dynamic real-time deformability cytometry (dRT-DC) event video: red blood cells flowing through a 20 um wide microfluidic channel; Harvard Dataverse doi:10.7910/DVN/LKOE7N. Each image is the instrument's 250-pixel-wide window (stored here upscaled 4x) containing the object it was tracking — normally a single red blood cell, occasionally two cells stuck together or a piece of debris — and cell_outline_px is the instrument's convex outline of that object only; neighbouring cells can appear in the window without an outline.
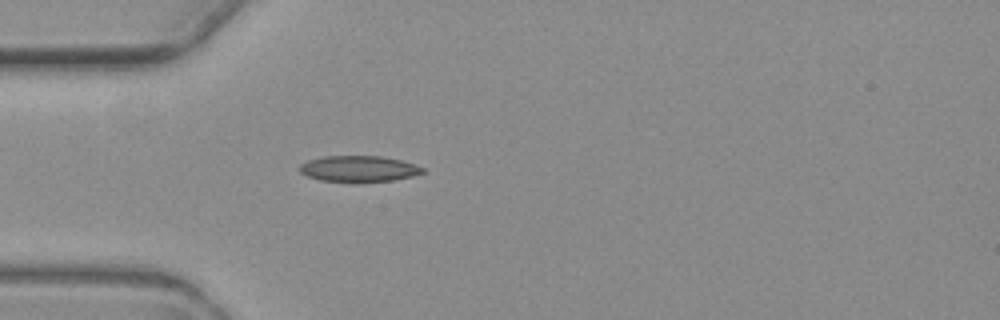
{"species": "common noctule bat (a hibernating species)", "species_latin": "Nyctalus noctula", "temperature_condition": "warm", "stored_images_in_passage": 3, "camera_frame_rate_fps": 3000, "um_per_image_px": 0.085, "animal": {"sex": "female", "body_mass_g": 19.3, "forearm_length_mm": 54.1}, "frame": {"image": 1, "passage_image": 3, "time_ms": 2.333, "image_size_px": [1000, 320], "cell_outline_px": [[428, 172], [412, 176], [392, 180], [356, 184], [320, 180], [308, 176], [300, 172], [300, 164], [308, 160], [324, 156], [380, 156], [400, 160], [416, 164], [424, 168]], "centroid_in_image_um": [30.52, 14.37], "position_along_channel_um": 54.5, "area_um2": 19.19}}